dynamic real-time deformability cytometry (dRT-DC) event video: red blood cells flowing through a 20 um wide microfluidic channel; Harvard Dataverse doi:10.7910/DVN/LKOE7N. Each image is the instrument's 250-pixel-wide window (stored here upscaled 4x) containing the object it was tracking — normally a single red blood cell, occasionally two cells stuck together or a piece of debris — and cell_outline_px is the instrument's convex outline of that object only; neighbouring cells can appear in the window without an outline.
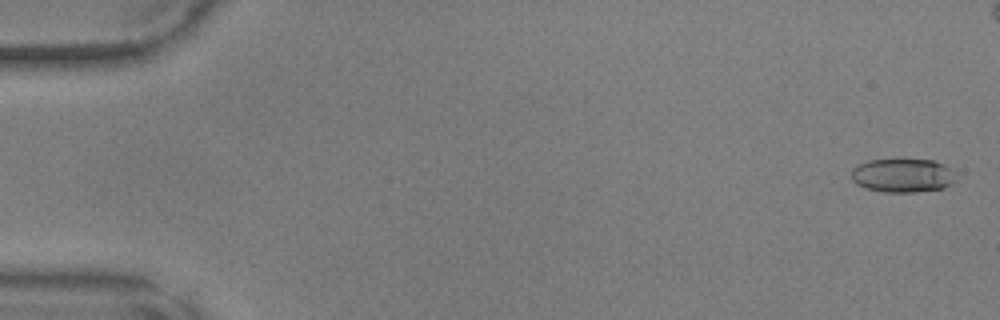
{"species": "common noctule bat (a hibernating species)", "species_latin": "Nyctalus noctula", "temperature_condition": "warm", "stored_images_in_passage": 45, "camera_frame_rate_fps": 3000, "um_per_image_px": 0.085, "animal": {"sex": "male", "body_mass_g": 17.9, "forearm_length_mm": 54.2}, "frame": {"image": 1, "passage_image": 2, "time_ms": 0.333, "image_size_px": [1000, 320], "cell_outline_px": [[956, 180], [952, 184], [944, 188], [916, 192], [884, 192], [868, 188], [856, 184], [852, 180], [852, 168], [868, 160], [900, 156], [932, 160], [944, 164], [948, 168]], "centroid_in_image_um": [76.71, 14.86], "position_along_channel_um": 8.3, "area_um2": 21.27}}
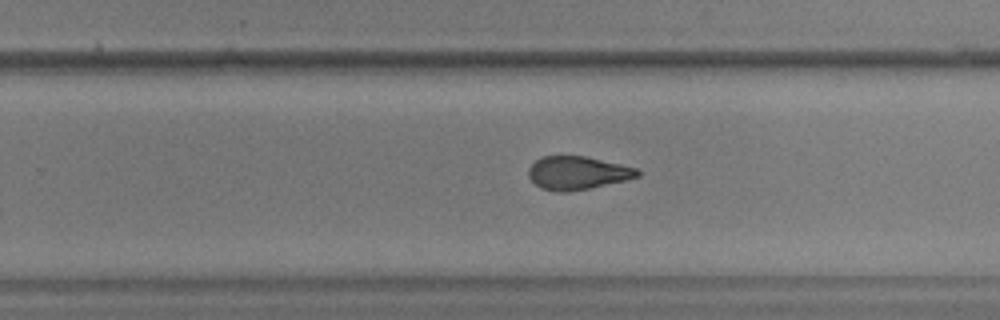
{"frame": {"image": 2, "passage_image": 32, "time_ms": 10.333, "image_size_px": [1000, 320], "cell_outline_px": [[640, 176], [624, 180], [588, 188], [568, 192], [556, 192], [540, 188], [528, 176], [528, 168], [536, 160], [544, 156], [584, 156], [620, 164], [636, 168], [640, 172]], "centroid_in_image_um": [49.05, 14.7], "position_along_channel_um": 280.8, "area_um2": 20.87}}
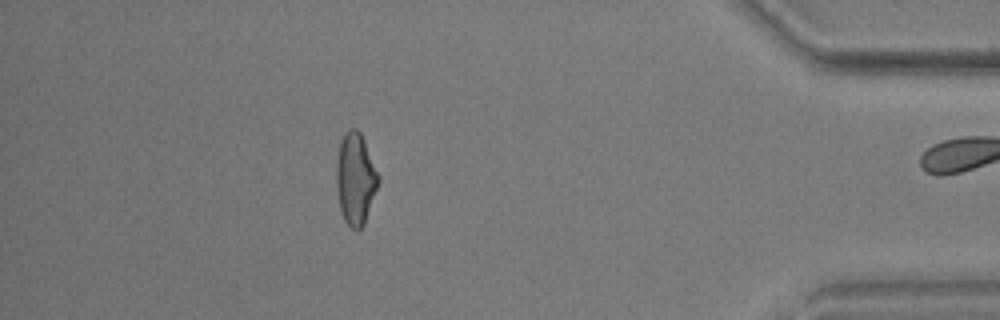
{"frame": {"image": 3, "passage_image": 44, "time_ms": 14.333, "image_size_px": [1000, 320], "cell_outline_px": [[380, 180], [364, 224], [356, 232], [344, 220], [340, 212], [336, 188], [336, 164], [340, 140], [344, 132], [348, 128], [356, 128], [360, 132], [364, 140], [380, 176]], "centroid_in_image_um": [30.2, 15.18], "position_along_channel_um": 405.0, "area_um2": 22.72}}